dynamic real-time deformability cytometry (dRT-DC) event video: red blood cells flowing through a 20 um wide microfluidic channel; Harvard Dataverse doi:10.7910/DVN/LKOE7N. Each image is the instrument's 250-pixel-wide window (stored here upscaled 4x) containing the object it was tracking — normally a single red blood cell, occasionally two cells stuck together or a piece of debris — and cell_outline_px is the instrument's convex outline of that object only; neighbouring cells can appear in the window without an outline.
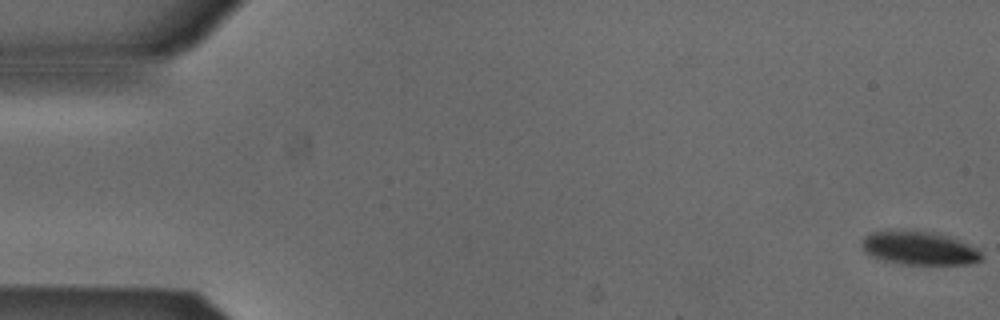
{"species": "Egyptian fruit bat (a non-hibernating species)", "species_latin": "Rousettus aegyptiacus", "temperature_condition": "cold", "stored_images_in_passage": 54, "camera_frame_rate_fps": 3000, "um_per_image_px": 0.085, "animal": {"sex": "male"}, "frame": {"image": 1, "passage_image": 1, "time_ms": 0.0, "image_size_px": [1000, 320], "cell_outline_px": [[984, 256], [980, 260], [968, 264], [904, 264], [884, 260], [872, 256], [864, 252], [860, 244], [860, 240], [864, 236], [872, 232], [924, 232], [948, 236], [980, 252]], "centroid_in_image_um": [78.06, 21.12], "position_along_channel_um": 6.9, "area_um2": 22.43}}
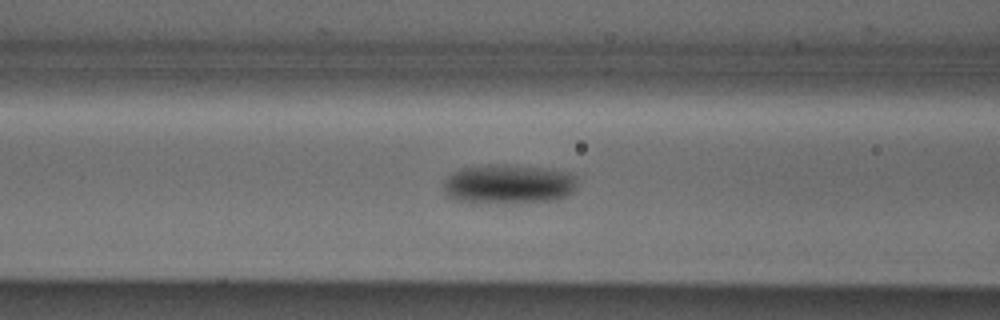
{"frame": {"image": 2, "passage_image": 22, "time_ms": 7.0, "image_size_px": [1000, 320], "cell_outline_px": [[576, 184], [572, 192], [568, 196], [560, 200], [476, 204], [472, 204], [456, 200], [448, 196], [444, 192], [444, 184], [448, 176], [452, 172], [460, 168], [488, 164], [504, 164], [540, 168], [568, 172], [576, 176]], "centroid_in_image_um": [43.18, 15.67], "position_along_channel_um": 123.4, "area_um2": 31.15}}
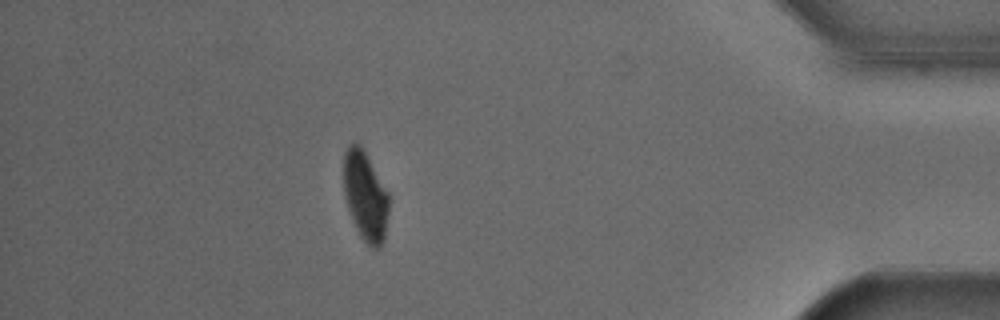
{"frame": {"image": 3, "passage_image": 48, "time_ms": 15.667, "image_size_px": [1000, 320], "cell_outline_px": [[388, 212], [384, 240], [380, 248], [372, 248], [360, 236], [352, 220], [344, 196], [344, 152], [348, 144], [356, 140], [360, 144], [388, 192]], "centroid_in_image_um": [31.04, 16.64], "position_along_channel_um": 404.2, "area_um2": 23.52}}